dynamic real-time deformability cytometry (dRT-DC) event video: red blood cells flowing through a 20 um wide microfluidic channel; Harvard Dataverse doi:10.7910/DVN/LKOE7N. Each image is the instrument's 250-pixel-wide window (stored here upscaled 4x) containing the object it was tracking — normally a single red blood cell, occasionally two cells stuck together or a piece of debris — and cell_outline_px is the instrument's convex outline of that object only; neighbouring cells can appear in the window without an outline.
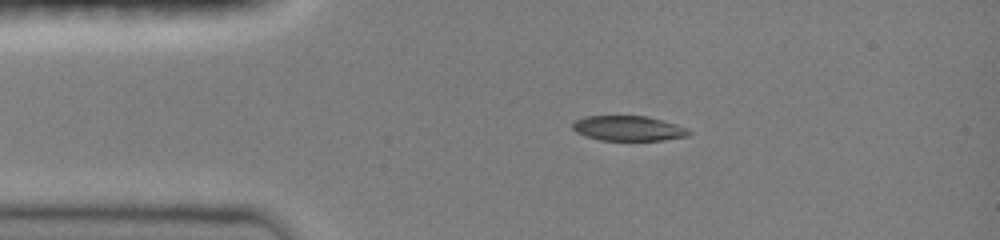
{"species": "common noctule bat (a hibernating species)", "species_latin": "Nyctalus noctula", "temperature_condition": "room temperature", "stored_images_in_passage": 39, "camera_frame_rate_fps": 3000, "um_per_image_px": 0.085, "animal": {"sex": "female", "body_mass_g": 19.0, "forearm_length_mm": 51.5}, "frame": {"image": 1, "passage_image": 1, "time_ms": 0.0, "image_size_px": [1000, 240], "cell_outline_px": [[692, 132], [688, 136], [664, 140], [600, 140], [584, 136], [576, 132], [572, 128], [572, 124], [576, 120], [584, 116], [644, 116], [664, 120], [688, 128]], "centroid_in_image_um": [53.42, 10.91], "position_along_channel_um": 31.6, "area_um2": 17.05}}
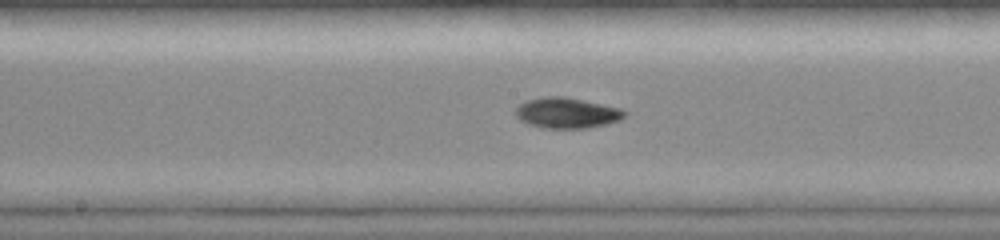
{"frame": {"image": 2, "passage_image": 16, "time_ms": 5.0, "image_size_px": [1000, 240], "cell_outline_px": [[628, 112], [620, 120], [588, 128], [544, 128], [528, 124], [520, 120], [516, 116], [516, 108], [524, 100], [544, 96], [564, 96], [620, 108]], "centroid_in_image_um": [48.15, 9.59], "position_along_channel_um": 200.0, "area_um2": 19.42}}
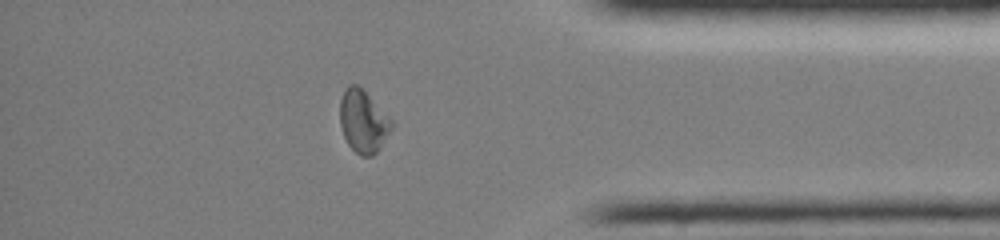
{"frame": {"image": 3, "passage_image": 32, "time_ms": 10.333, "image_size_px": [1000, 240], "cell_outline_px": [[392, 128], [380, 148], [372, 156], [360, 156], [348, 144], [344, 136], [340, 124], [340, 100], [344, 88], [348, 84], [356, 84], [392, 120]], "centroid_in_image_um": [30.84, 10.33], "position_along_channel_um": 404.4, "area_um2": 18.5}, "authors_computed_cell_mechanics": {"area_um2": 18.7272, "velocity_mm_per_s": 4.0558, "shape_relaxation_time_tau1_ms": 8.4321, "shape_relaxation_time_tau2_ms": 9.2165, "deformation_change_tau1": 0.2091, "deformation_change_tau2": 0.102}}